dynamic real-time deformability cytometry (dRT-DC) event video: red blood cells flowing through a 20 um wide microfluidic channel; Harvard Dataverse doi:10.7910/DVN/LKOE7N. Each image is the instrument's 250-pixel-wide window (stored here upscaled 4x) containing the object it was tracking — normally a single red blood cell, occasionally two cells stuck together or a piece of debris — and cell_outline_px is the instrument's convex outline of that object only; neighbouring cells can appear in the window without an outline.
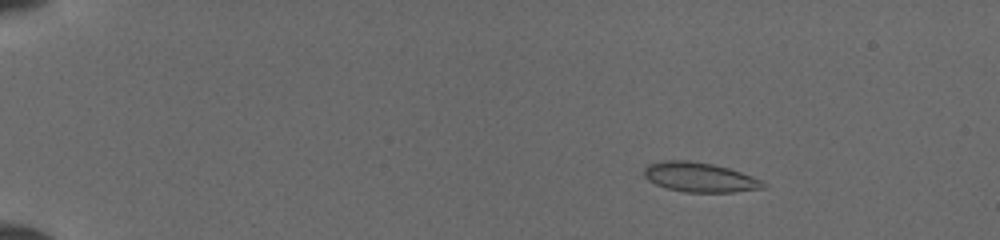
{"species": "common noctule bat (a hibernating species)", "species_latin": "Nyctalus noctula", "temperature_condition": "cold", "stored_images_in_passage": 52, "camera_frame_rate_fps": 3000, "um_per_image_px": 0.085, "animal": {"sex": "female", "body_mass_g": 19.5, "forearm_length_mm": 54.1}, "frame": {"image": 1, "passage_image": 9, "time_ms": 2.667, "image_size_px": [1000, 240], "cell_outline_px": [[768, 184], [764, 188], [732, 192], [684, 192], [668, 188], [656, 184], [648, 180], [644, 176], [644, 168], [648, 164], [664, 160], [688, 160], [712, 164], [728, 168], [752, 176]], "centroid_in_image_um": [59.46, 15.06], "position_along_channel_um": 25.5, "area_um2": 20.46}}
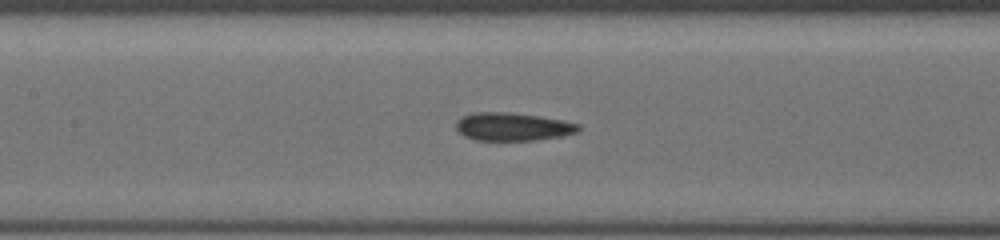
{"frame": {"image": 2, "passage_image": 27, "time_ms": 8.667, "image_size_px": [1000, 240], "cell_outline_px": [[580, 128], [576, 132], [560, 136], [536, 140], [476, 140], [464, 136], [456, 128], [456, 120], [460, 116], [472, 112], [508, 112], [540, 116], [564, 120], [580, 124]], "centroid_in_image_um": [43.55, 10.75], "position_along_channel_um": 163.9, "area_um2": 20.11}}
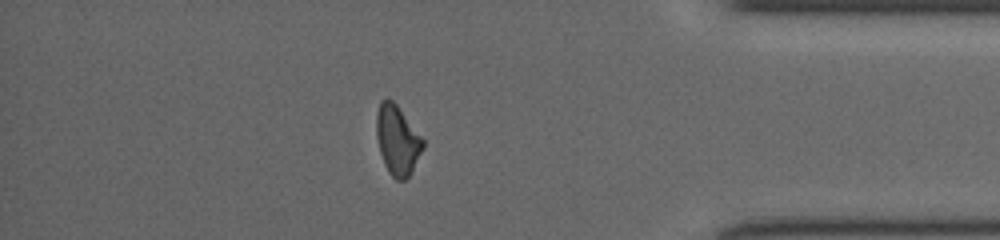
{"frame": {"image": 3, "passage_image": 46, "time_ms": 15.0, "image_size_px": [1000, 240], "cell_outline_px": [[424, 148], [412, 172], [404, 180], [396, 180], [388, 172], [384, 164], [380, 152], [376, 136], [376, 112], [380, 100], [392, 100], [396, 104], [424, 140]], "centroid_in_image_um": [33.77, 11.93], "position_along_channel_um": 401.4, "area_um2": 18.84}}